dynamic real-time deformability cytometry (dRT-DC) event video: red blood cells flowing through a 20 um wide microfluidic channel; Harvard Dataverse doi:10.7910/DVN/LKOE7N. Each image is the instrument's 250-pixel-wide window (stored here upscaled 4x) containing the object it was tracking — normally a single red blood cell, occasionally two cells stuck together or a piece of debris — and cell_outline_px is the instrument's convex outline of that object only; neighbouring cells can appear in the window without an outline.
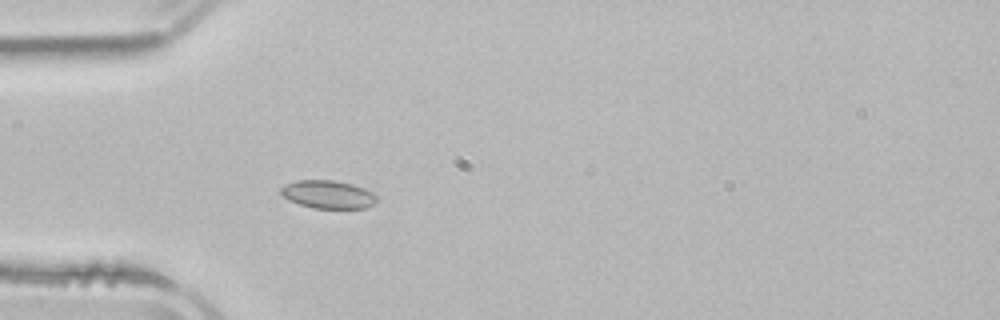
{"species": "common noctule bat (a hibernating species)", "species_latin": "Nyctalus noctula", "temperature_condition": "room temperature", "stored_images_in_passage": 4, "camera_frame_rate_fps": 3000, "um_per_image_px": 0.085, "animal": {"sex": "male", "body_mass_g": 21.5, "forearm_length_mm": 52.0}, "frame": {"image": 1, "passage_image": 4, "time_ms": 4.0, "image_size_px": [1000, 320], "cell_outline_px": [[376, 204], [364, 208], [312, 208], [288, 200], [280, 196], [280, 188], [284, 184], [296, 180], [332, 180], [352, 184], [364, 188], [372, 192], [376, 196]], "centroid_in_image_um": [27.84, 16.52], "position_along_channel_um": 57.2, "area_um2": 15.84}}